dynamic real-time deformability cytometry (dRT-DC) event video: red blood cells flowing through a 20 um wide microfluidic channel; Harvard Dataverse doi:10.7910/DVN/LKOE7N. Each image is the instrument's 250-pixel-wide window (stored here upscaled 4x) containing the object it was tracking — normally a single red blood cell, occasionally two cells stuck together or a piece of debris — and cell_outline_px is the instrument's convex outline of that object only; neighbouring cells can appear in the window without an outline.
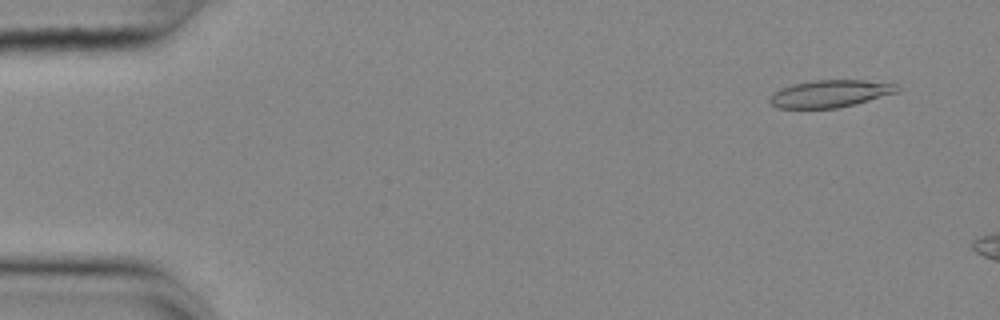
{"species": "common noctule bat (a hibernating species)", "species_latin": "Nyctalus noctula", "temperature_condition": "cold", "stored_images_in_passage": 9, "camera_frame_rate_fps": 3000, "um_per_image_px": 0.085, "animal": {"sex": "female", "body_mass_g": 25.1}, "frame": {"image": 1, "passage_image": 4, "time_ms": 1.0, "image_size_px": [1000, 320], "cell_outline_px": [[900, 92], [856, 104], [836, 108], [776, 108], [768, 100], [772, 92], [780, 88], [792, 84], [816, 80], [864, 80], [896, 84], [900, 88]], "centroid_in_image_um": [70.57, 7.96], "position_along_channel_um": 14.4, "area_um2": 20.46}}